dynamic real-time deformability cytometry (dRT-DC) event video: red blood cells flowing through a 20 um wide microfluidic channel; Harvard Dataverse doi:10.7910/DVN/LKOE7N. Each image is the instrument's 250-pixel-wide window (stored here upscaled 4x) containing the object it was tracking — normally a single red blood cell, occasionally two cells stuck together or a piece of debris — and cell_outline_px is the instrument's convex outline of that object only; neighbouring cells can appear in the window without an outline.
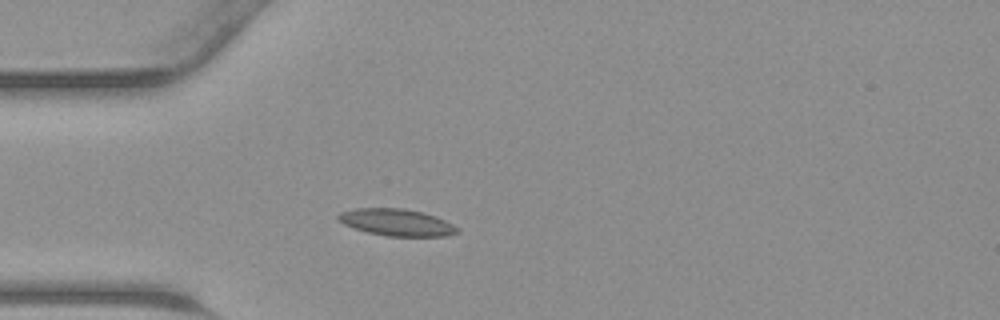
{"species": "common noctule bat (a hibernating species)", "species_latin": "Nyctalus noctula", "temperature_condition": "warm", "stored_images_in_passage": 33, "camera_frame_rate_fps": 3000, "um_per_image_px": 0.085, "animal": {"sex": "male", "body_mass_g": 23.1, "forearm_length_mm": 52.7}, "frame": {"image": 1, "passage_image": 1, "time_ms": 0.0, "image_size_px": [1000, 320], "cell_outline_px": [[460, 232], [444, 236], [388, 236], [368, 232], [352, 228], [336, 220], [336, 216], [340, 212], [356, 208], [404, 208], [424, 212], [436, 216], [460, 228]], "centroid_in_image_um": [33.7, 18.89], "position_along_channel_um": 51.3, "area_um2": 18.84}}
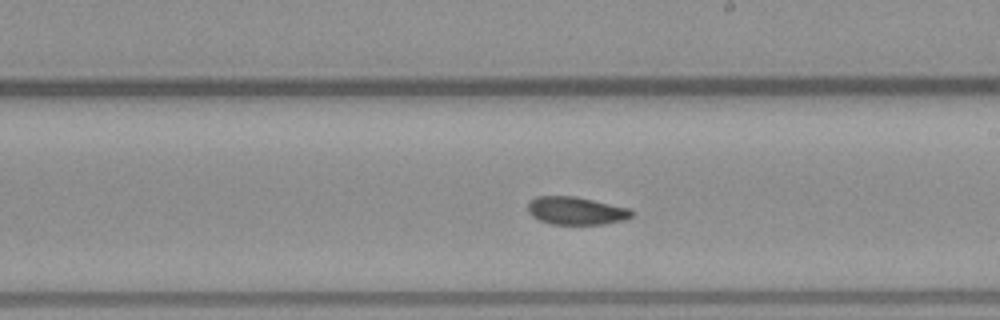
{"frame": {"image": 2, "passage_image": 14, "time_ms": 4.333, "image_size_px": [1000, 320], "cell_outline_px": [[632, 216], [624, 220], [604, 224], [552, 224], [540, 220], [532, 216], [528, 212], [528, 204], [536, 196], [576, 196], [632, 208]], "centroid_in_image_um": [48.99, 17.9], "position_along_channel_um": 240.0, "area_um2": 16.94}}
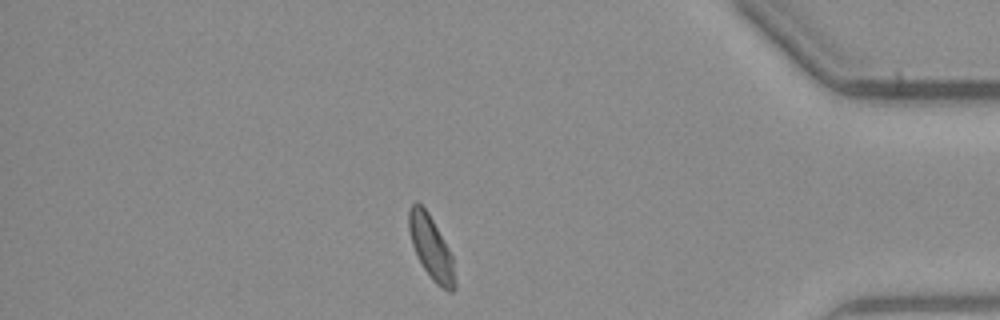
{"frame": {"image": 3, "passage_image": 27, "time_ms": 8.667, "image_size_px": [1000, 320], "cell_outline_px": [[456, 288], [452, 292], [448, 292], [440, 288], [432, 280], [424, 268], [412, 244], [408, 228], [408, 208], [416, 200], [428, 212], [448, 248], [452, 256], [456, 280]], "centroid_in_image_um": [36.65, 21.07], "position_along_channel_um": 398.6, "area_um2": 16.94}}